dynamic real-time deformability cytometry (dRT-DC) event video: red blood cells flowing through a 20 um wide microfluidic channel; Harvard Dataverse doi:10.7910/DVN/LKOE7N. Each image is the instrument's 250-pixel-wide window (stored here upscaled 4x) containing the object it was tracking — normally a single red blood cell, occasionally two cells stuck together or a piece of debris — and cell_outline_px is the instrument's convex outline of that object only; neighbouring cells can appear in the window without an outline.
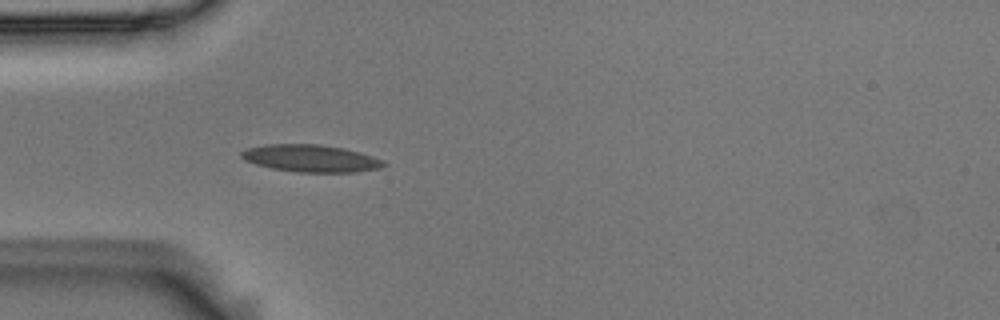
{"species": "Egyptian fruit bat (a non-hibernating species)", "species_latin": "Rousettus aegyptiacus", "temperature_condition": "room temperature", "stored_images_in_passage": 5, "camera_frame_rate_fps": 3000, "um_per_image_px": 0.085, "animal": {"sex": "male"}, "frame": {"image": 1, "passage_image": 5, "time_ms": 1.333, "image_size_px": [1000, 320], "cell_outline_px": [[388, 164], [380, 168], [356, 172], [296, 172], [272, 168], [256, 164], [244, 160], [240, 156], [240, 152], [248, 148], [264, 144], [320, 144], [344, 148], [360, 152], [384, 160]], "centroid_in_image_um": [26.43, 13.46], "position_along_channel_um": 58.6, "area_um2": 22.72}}